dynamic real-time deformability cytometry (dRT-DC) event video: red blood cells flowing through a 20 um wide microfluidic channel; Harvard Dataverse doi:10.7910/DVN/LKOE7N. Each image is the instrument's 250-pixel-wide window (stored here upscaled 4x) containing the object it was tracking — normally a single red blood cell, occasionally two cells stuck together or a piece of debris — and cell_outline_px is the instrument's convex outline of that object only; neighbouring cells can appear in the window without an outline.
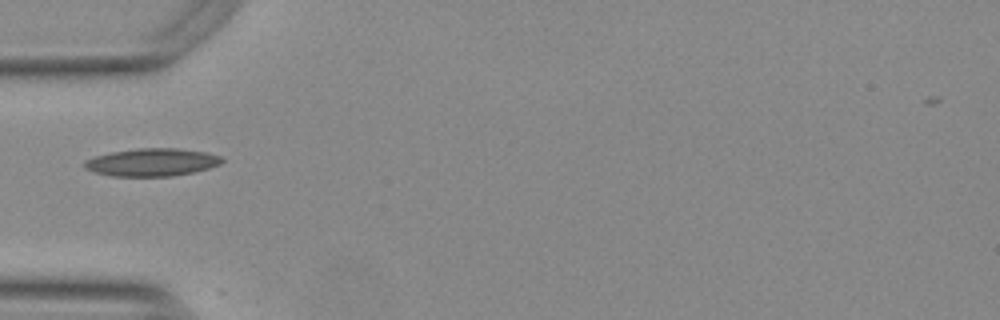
{"species": "Egyptian fruit bat (a non-hibernating species)", "species_latin": "Rousettus aegyptiacus", "temperature_condition": "warm", "stored_images_in_passage": 6, "camera_frame_rate_fps": 3000, "um_per_image_px": 0.085, "animal": {"sex": "female"}, "frame": {"image": 1, "passage_image": 1, "time_ms": 0.0, "image_size_px": [1000, 320], "cell_outline_px": [[224, 160], [220, 164], [208, 168], [192, 172], [172, 176], [112, 176], [96, 172], [84, 168], [84, 160], [96, 156], [112, 152], [136, 148], [176, 148], [208, 152], [220, 156]], "centroid_in_image_um": [12.92, 13.78], "position_along_channel_um": 72.1, "area_um2": 22.14}}
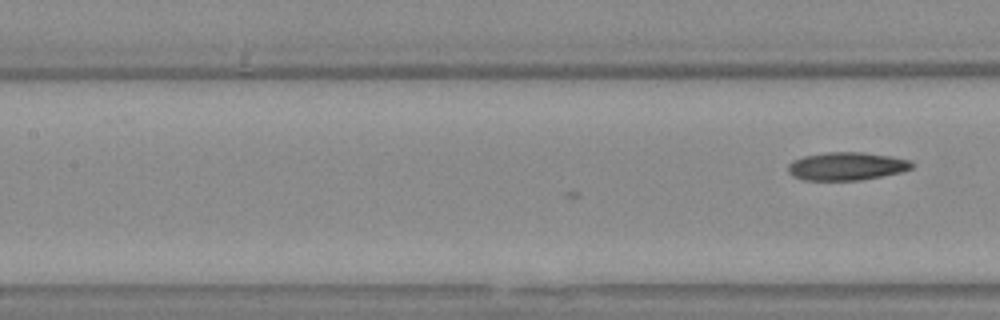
{"frame": {"image": 2, "passage_image": 6, "time_ms": 1.667, "image_size_px": [1000, 320], "cell_outline_px": [[916, 164], [912, 168], [900, 172], [860, 180], [804, 180], [792, 176], [788, 172], [788, 164], [792, 160], [804, 156], [824, 152], [864, 152], [912, 160]], "centroid_in_image_um": [71.95, 14.12], "position_along_channel_um": 135.5, "area_um2": 20.35}}